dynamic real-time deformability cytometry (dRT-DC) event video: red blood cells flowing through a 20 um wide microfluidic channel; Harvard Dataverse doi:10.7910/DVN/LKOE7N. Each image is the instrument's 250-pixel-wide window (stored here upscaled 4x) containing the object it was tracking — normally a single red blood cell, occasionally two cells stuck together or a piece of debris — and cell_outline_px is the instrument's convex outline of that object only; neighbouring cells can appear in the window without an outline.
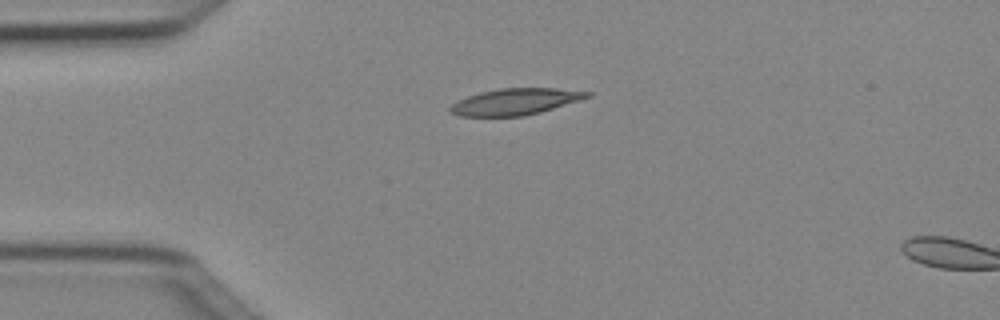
{"species": "Egyptian fruit bat (a non-hibernating species)", "species_latin": "Rousettus aegyptiacus", "temperature_condition": "cold", "stored_images_in_passage": 2, "camera_frame_rate_fps": 3000, "um_per_image_px": 0.085, "animal": {"sex": "female"}, "frame": {"image": 1, "passage_image": 1, "time_ms": 0.0, "image_size_px": [1000, 320], "cell_outline_px": [[592, 96], [580, 100], [540, 112], [524, 116], [460, 116], [452, 112], [448, 108], [452, 104], [468, 96], [480, 92], [500, 88], [556, 88], [592, 92]], "centroid_in_image_um": [43.83, 8.63], "position_along_channel_um": 41.2, "area_um2": 20.92}}